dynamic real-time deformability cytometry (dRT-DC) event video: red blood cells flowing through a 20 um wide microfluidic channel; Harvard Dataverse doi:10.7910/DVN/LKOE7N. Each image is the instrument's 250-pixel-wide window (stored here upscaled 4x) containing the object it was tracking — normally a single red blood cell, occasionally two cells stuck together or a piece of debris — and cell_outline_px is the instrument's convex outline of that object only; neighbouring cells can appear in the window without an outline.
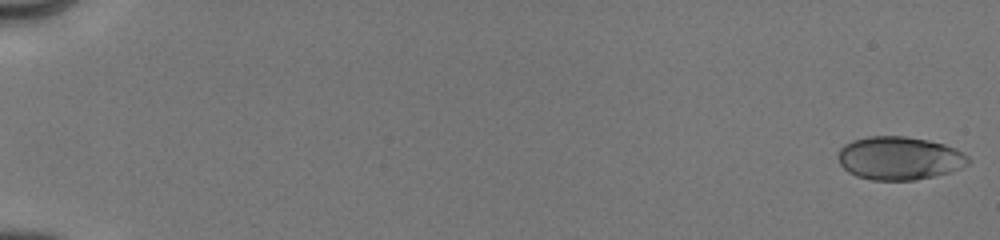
{"species": "human", "species_latin": "Homo sapiens", "temperature_condition": "cold", "stored_images_in_passage": 11, "camera_frame_rate_fps": 3000, "um_per_image_px": 0.085, "donor": {"sex": "male"}, "frame": {"image": 1, "passage_image": 1, "time_ms": 0.0, "image_size_px": [1000, 240], "cell_outline_px": [[972, 160], [968, 164], [960, 168], [948, 172], [916, 180], [872, 180], [856, 176], [848, 172], [840, 164], [836, 156], [840, 148], [844, 144], [852, 140], [868, 136], [904, 136], [928, 140], [944, 144], [956, 148], [964, 152]], "centroid_in_image_um": [76.43, 13.44], "position_along_channel_um": 8.6, "area_um2": 33.06}}
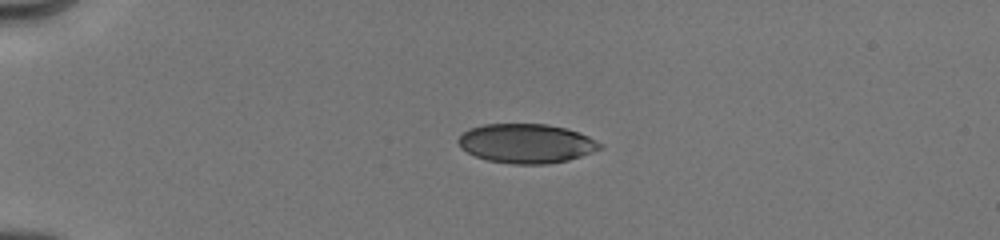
{"frame": {"image": 2, "passage_image": 8, "time_ms": 4.333, "image_size_px": [1000, 240], "cell_outline_px": [[604, 148], [568, 160], [544, 164], [512, 164], [488, 160], [476, 156], [460, 148], [456, 140], [468, 128], [484, 124], [544, 124], [564, 128], [580, 132], [604, 144]], "centroid_in_image_um": [44.74, 12.19], "position_along_channel_um": 40.3, "area_um2": 32.48}}